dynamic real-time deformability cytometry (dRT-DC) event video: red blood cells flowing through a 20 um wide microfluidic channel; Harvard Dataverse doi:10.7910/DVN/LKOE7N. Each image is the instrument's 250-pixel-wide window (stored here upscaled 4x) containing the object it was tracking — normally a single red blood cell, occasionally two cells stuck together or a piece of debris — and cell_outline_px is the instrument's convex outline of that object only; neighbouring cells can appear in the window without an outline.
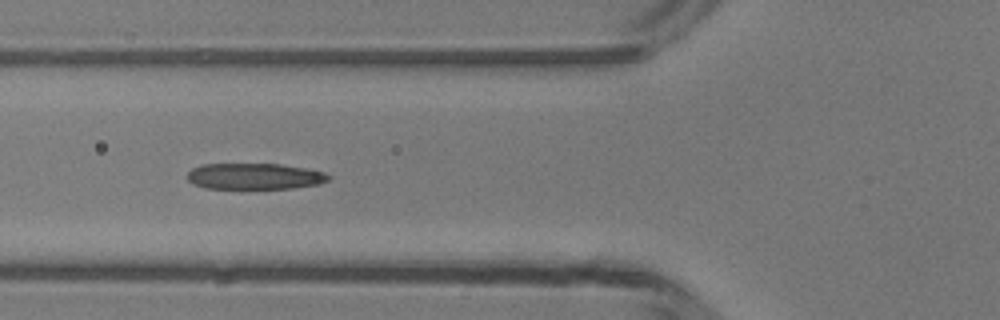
{"species": "common noctule bat (a hibernating species)", "species_latin": "Nyctalus noctula", "temperature_condition": "room temperature", "stored_images_in_passage": 48, "camera_frame_rate_fps": 3000, "um_per_image_px": 0.085, "animal": {"sex": "male", "body_mass_g": 13.3}, "frame": {"image": 1, "passage_image": 18, "time_ms": 5.667, "image_size_px": [1000, 320], "cell_outline_px": [[332, 176], [328, 180], [320, 184], [292, 188], [204, 188], [192, 184], [188, 180], [188, 172], [192, 168], [200, 164], [280, 164], [304, 168], [324, 172]], "centroid_in_image_um": [21.63, 14.98], "position_along_channel_um": 104.2, "area_um2": 21.5}}
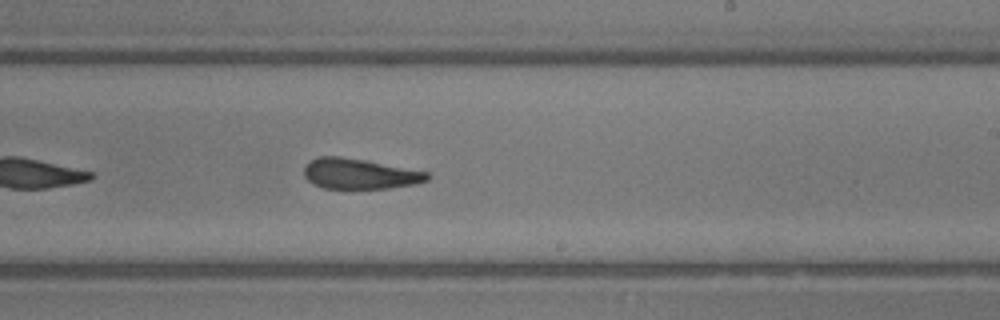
{"frame": {"image": 2, "passage_image": 29, "time_ms": 9.333, "image_size_px": [1000, 320], "cell_outline_px": [[432, 176], [428, 180], [416, 184], [388, 188], [324, 188], [312, 184], [304, 176], [304, 164], [308, 160], [320, 156], [340, 156], [364, 160], [428, 172]], "centroid_in_image_um": [30.54, 14.77], "position_along_channel_um": 258.5, "area_um2": 21.91}}
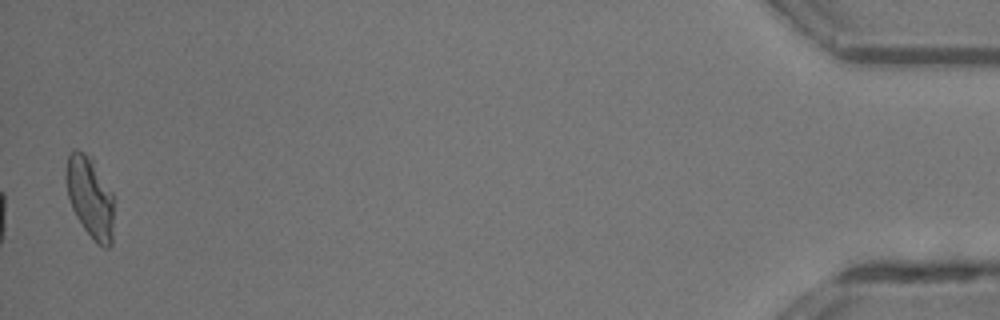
{"frame": {"image": 3, "passage_image": 48, "time_ms": 15.667, "image_size_px": [1000, 320], "cell_outline_px": [[112, 244], [108, 248], [104, 248], [96, 244], [84, 228], [76, 216], [72, 208], [68, 196], [64, 176], [68, 156], [72, 148], [76, 148], [92, 156], [112, 192]], "centroid_in_image_um": [7.63, 16.71], "position_along_channel_um": 427.6, "area_um2": 22.95}, "authors_computed_cell_mechanics": {"area_um2": 23.0911, "velocity_mm_per_s": 4.2043, "shape_relaxation_time_tau1_ms": null, "shape_relaxation_time_tau2_ms": 3.0507, "deformation_change_tau1": null, "deformation_change_tau2": 0.121}}